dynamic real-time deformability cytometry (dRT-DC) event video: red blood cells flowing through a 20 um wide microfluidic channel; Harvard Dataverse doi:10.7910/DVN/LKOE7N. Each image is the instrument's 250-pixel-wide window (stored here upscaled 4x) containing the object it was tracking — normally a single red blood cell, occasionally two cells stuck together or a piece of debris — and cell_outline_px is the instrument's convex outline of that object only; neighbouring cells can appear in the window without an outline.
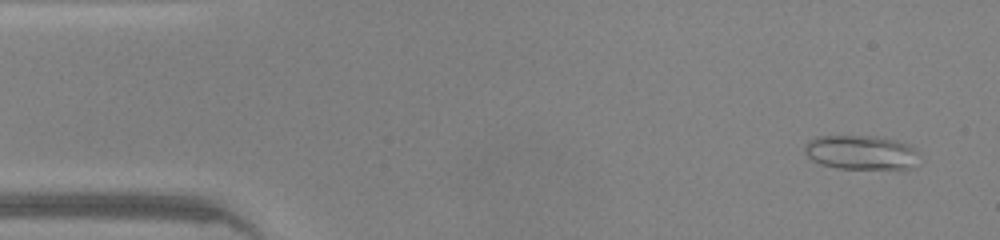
{"species": "common noctule bat (a hibernating species)", "species_latin": "Nyctalus noctula", "temperature_condition": "warm", "stored_images_in_passage": 44, "camera_frame_rate_fps": 3000, "um_per_image_px": 0.085, "animal": {"sex": "male", "body_mass_g": 20.0, "forearm_length_mm": 53.3}, "frame": {"image": 1, "passage_image": 1, "time_ms": 0.0, "image_size_px": [1000, 240], "cell_outline_px": [[920, 152], [912, 168], [900, 172], [836, 168], [820, 164], [812, 160], [804, 152], [804, 144], [808, 140], [816, 136], [872, 136], [896, 140], [912, 144]], "centroid_in_image_um": [73.27, 13.01], "position_along_channel_um": 11.7, "area_um2": 24.16}}
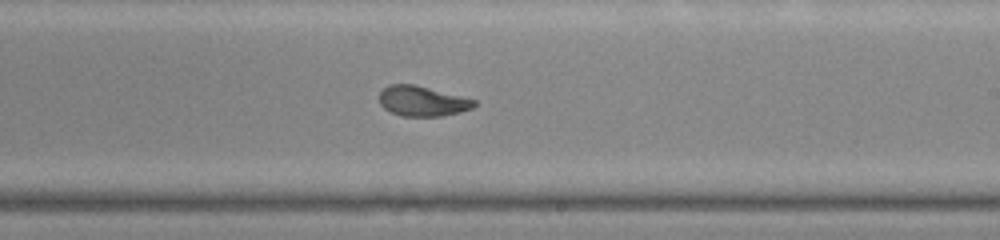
{"frame": {"image": 2, "passage_image": 25, "time_ms": 8.0, "image_size_px": [1000, 240], "cell_outline_px": [[476, 104], [472, 108], [460, 112], [440, 116], [400, 116], [384, 108], [380, 104], [380, 92], [388, 84], [416, 84], [476, 100]], "centroid_in_image_um": [35.89, 8.59], "position_along_channel_um": 253.1, "area_um2": 16.65}}
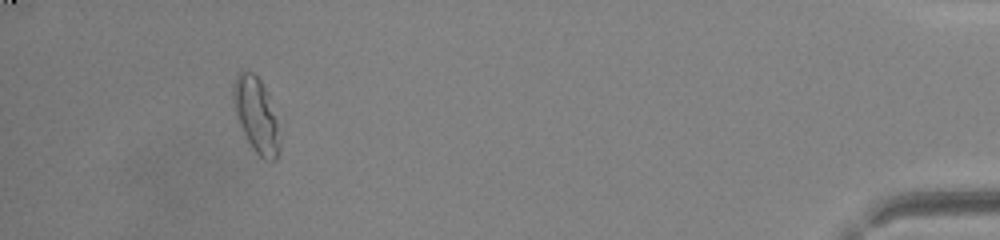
{"frame": {"image": 3, "passage_image": 41, "time_ms": 13.333, "image_size_px": [1000, 240], "cell_outline_px": [[280, 148], [276, 160], [264, 160], [252, 148], [236, 120], [232, 100], [232, 84], [236, 76], [240, 72], [252, 72], [260, 80], [268, 96], [276, 120], [280, 144]], "centroid_in_image_um": [21.73, 9.8], "position_along_channel_um": 413.5, "area_um2": 20.11}, "authors_computed_cell_mechanics": {"area_um2": 17.7735, "velocity_mm_per_s": 4.3349, "shape_relaxation_time_tau1_ms": 4.0837, "shape_relaxation_time_tau2_ms": 0.9965, "deformation_change_tau1": 0.1822, "deformation_change_tau2": 0.058}}